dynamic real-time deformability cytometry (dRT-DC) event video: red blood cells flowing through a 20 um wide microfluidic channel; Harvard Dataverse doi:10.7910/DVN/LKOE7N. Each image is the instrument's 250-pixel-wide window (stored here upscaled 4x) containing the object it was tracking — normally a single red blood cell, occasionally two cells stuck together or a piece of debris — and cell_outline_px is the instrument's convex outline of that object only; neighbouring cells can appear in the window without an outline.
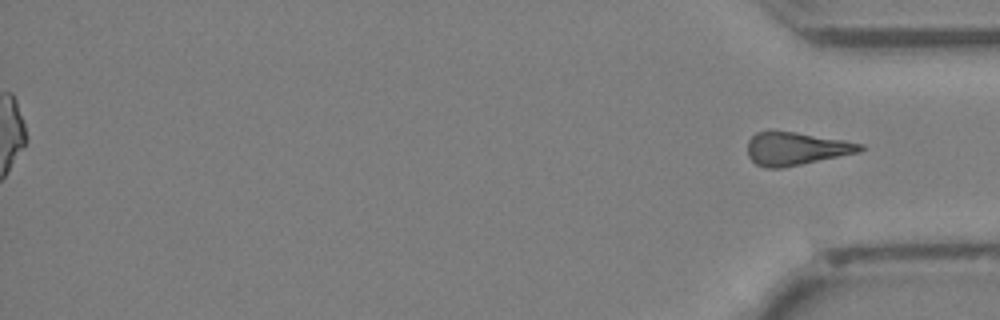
{"species": "Egyptian fruit bat (a non-hibernating species)", "species_latin": "Rousettus aegyptiacus", "temperature_condition": "cold", "stored_images_in_passage": 43, "segment_of_instrument_passage": [2, 2], "camera_frame_rate_fps": 3000, "um_per_image_px": 0.085, "animal": {"sex": "female"}, "frame": {"image": 1, "passage_image": 43, "time_ms": 14.0, "image_size_px": [1000, 320], "cell_outline_px": [[864, 148], [860, 152], [780, 168], [764, 168], [756, 164], [748, 156], [748, 140], [756, 132], [792, 132], [844, 140], [864, 144]], "centroid_in_image_um": [67.66, 12.65], "position_along_channel_um": 367.5, "area_um2": 21.27}}